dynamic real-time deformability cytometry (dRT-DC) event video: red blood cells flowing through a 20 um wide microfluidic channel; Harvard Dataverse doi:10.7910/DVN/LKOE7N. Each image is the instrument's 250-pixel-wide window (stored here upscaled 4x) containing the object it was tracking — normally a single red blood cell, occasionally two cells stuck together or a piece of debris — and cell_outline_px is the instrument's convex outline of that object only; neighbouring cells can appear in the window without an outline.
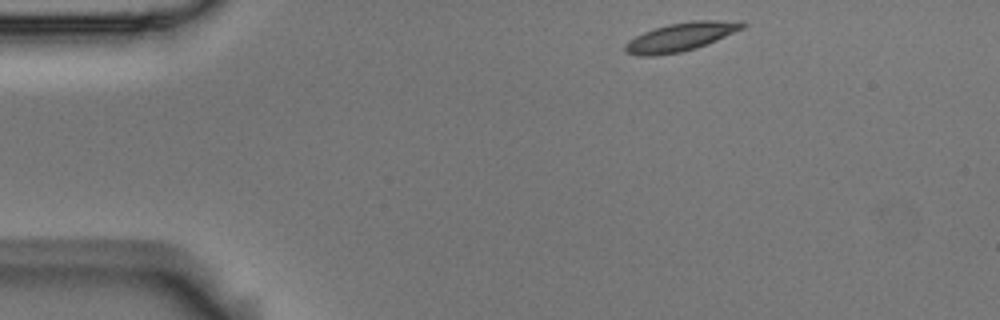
{"species": "Egyptian fruit bat (a non-hibernating species)", "species_latin": "Rousettus aegyptiacus", "temperature_condition": "room temperature", "stored_images_in_passage": 3, "camera_frame_rate_fps": 3000, "um_per_image_px": 0.085, "animal": {"sex": "male"}, "frame": {"image": 1, "passage_image": 1, "time_ms": 0.0, "image_size_px": [1000, 320], "cell_outline_px": [[748, 24], [744, 28], [716, 40], [696, 48], [680, 52], [652, 56], [640, 56], [624, 52], [624, 44], [628, 40], [644, 32], [668, 24], [692, 20], [744, 20]], "centroid_in_image_um": [57.89, 3.12], "position_along_channel_um": 27.1, "area_um2": 19.59}}